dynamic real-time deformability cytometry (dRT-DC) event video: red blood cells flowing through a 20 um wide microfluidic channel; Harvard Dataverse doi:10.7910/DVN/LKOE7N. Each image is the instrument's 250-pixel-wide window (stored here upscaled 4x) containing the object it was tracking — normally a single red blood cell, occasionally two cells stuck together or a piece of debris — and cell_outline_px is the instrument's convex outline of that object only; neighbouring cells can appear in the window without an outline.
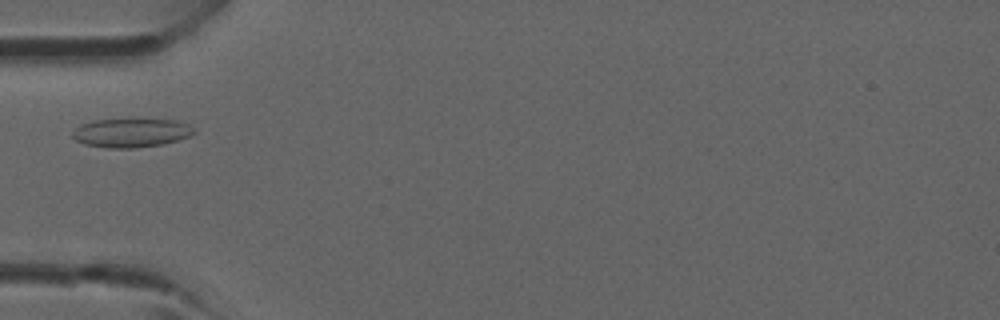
{"species": "common noctule bat (a hibernating species)", "species_latin": "Nyctalus noctula", "temperature_condition": "room temperature", "stored_images_in_passage": 1, "camera_frame_rate_fps": 3000, "um_per_image_px": 0.085, "animal": {"sex": "male", "forearm_length_mm": 52.5}, "frame": {"image": 1, "passage_image": 1, "time_ms": 0.0, "image_size_px": [1000, 320], "cell_outline_px": [[196, 132], [192, 136], [160, 144], [136, 148], [108, 148], [84, 144], [76, 140], [72, 136], [72, 132], [80, 124], [96, 120], [176, 120], [188, 124]], "centroid_in_image_um": [11.14, 11.3], "position_along_channel_um": 73.9, "area_um2": 20.17}}